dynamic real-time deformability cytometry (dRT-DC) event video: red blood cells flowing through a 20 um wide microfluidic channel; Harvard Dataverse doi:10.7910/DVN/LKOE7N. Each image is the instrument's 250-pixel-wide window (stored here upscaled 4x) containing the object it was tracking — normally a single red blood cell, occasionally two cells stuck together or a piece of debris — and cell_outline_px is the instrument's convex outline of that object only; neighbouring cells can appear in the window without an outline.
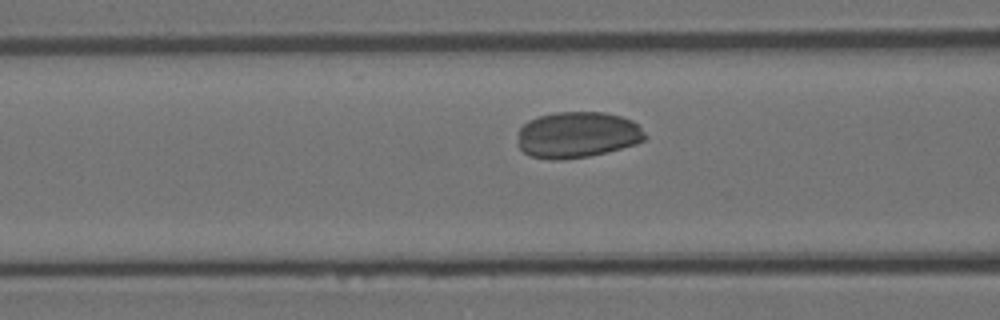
{"species": "Egyptian fruit bat (a non-hibernating species)", "species_latin": "Rousettus aegyptiacus", "temperature_condition": "room temperature", "stored_images_in_passage": 46, "camera_frame_rate_fps": 3000, "um_per_image_px": 0.085, "animal": {"sex": "female"}, "frame": {"image": 1, "passage_image": 12, "time_ms": 3.667, "image_size_px": [1000, 320], "cell_outline_px": [[648, 136], [644, 140], [636, 144], [588, 156], [560, 160], [552, 160], [532, 156], [524, 152], [516, 144], [520, 128], [528, 120], [540, 116], [556, 112], [604, 112], [620, 116], [632, 120]], "centroid_in_image_um": [49.05, 11.46], "position_along_channel_um": 117.5, "area_um2": 34.16}}
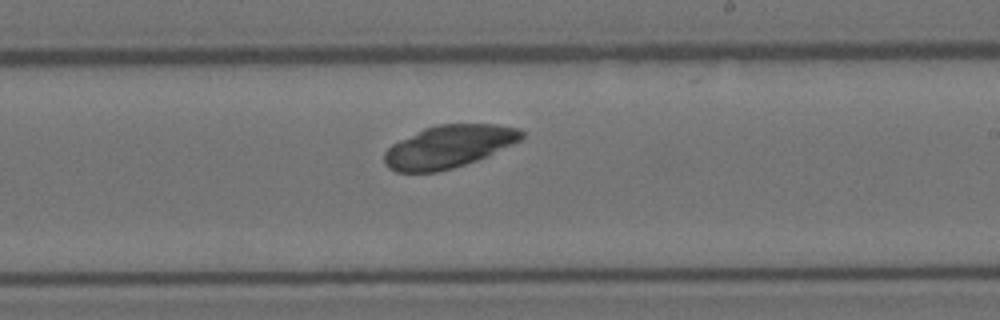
{"frame": {"image": 2, "passage_image": 23, "time_ms": 7.333, "image_size_px": [1000, 320], "cell_outline_px": [[524, 136], [520, 140], [512, 144], [476, 160], [452, 168], [436, 172], [396, 172], [388, 168], [384, 164], [384, 152], [392, 144], [424, 128], [440, 124], [496, 124], [520, 128], [524, 132]], "centroid_in_image_um": [38.12, 12.45], "position_along_channel_um": 250.9, "area_um2": 33.81}}
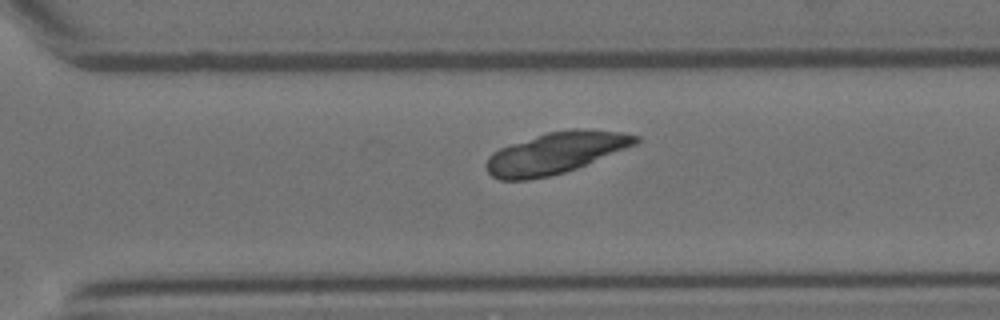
{"frame": {"image": 3, "passage_image": 29, "time_ms": 9.333, "image_size_px": [1000, 320], "cell_outline_px": [[640, 140], [636, 144], [576, 168], [564, 172], [548, 176], [528, 180], [500, 180], [492, 176], [488, 172], [484, 164], [488, 156], [492, 152], [500, 148], [548, 132], [572, 128], [584, 128], [620, 132], [640, 136]], "centroid_in_image_um": [47.21, 13.0], "position_along_channel_um": 323.4, "area_um2": 35.78}}